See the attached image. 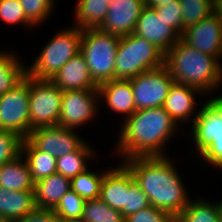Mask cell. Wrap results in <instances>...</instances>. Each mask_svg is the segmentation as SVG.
Listing matches in <instances>:
<instances>
[{"label": "cell", "mask_w": 222, "mask_h": 222, "mask_svg": "<svg viewBox=\"0 0 222 222\" xmlns=\"http://www.w3.org/2000/svg\"><path fill=\"white\" fill-rule=\"evenodd\" d=\"M122 163L148 196L150 206L176 217L188 205L190 198L186 186L168 157H133Z\"/></svg>", "instance_id": "6da1fadb"}, {"label": "cell", "mask_w": 222, "mask_h": 222, "mask_svg": "<svg viewBox=\"0 0 222 222\" xmlns=\"http://www.w3.org/2000/svg\"><path fill=\"white\" fill-rule=\"evenodd\" d=\"M178 124L163 107L136 110L124 119L117 142L122 161L133 157L165 156L162 150L178 130Z\"/></svg>", "instance_id": "7a4b0ae2"}, {"label": "cell", "mask_w": 222, "mask_h": 222, "mask_svg": "<svg viewBox=\"0 0 222 222\" xmlns=\"http://www.w3.org/2000/svg\"><path fill=\"white\" fill-rule=\"evenodd\" d=\"M164 66L176 83L207 92L222 84V64L181 39L164 54ZM221 83V84H220Z\"/></svg>", "instance_id": "3957f363"}, {"label": "cell", "mask_w": 222, "mask_h": 222, "mask_svg": "<svg viewBox=\"0 0 222 222\" xmlns=\"http://www.w3.org/2000/svg\"><path fill=\"white\" fill-rule=\"evenodd\" d=\"M164 65V53L152 42L132 33L120 37L115 59V79L130 80Z\"/></svg>", "instance_id": "277c9868"}, {"label": "cell", "mask_w": 222, "mask_h": 222, "mask_svg": "<svg viewBox=\"0 0 222 222\" xmlns=\"http://www.w3.org/2000/svg\"><path fill=\"white\" fill-rule=\"evenodd\" d=\"M120 37L99 28L82 30L80 53L97 86L115 79V59Z\"/></svg>", "instance_id": "5b68a950"}, {"label": "cell", "mask_w": 222, "mask_h": 222, "mask_svg": "<svg viewBox=\"0 0 222 222\" xmlns=\"http://www.w3.org/2000/svg\"><path fill=\"white\" fill-rule=\"evenodd\" d=\"M82 30L76 26L56 33L43 47L31 66L26 67L32 78L51 79L74 56L80 53Z\"/></svg>", "instance_id": "8992f818"}, {"label": "cell", "mask_w": 222, "mask_h": 222, "mask_svg": "<svg viewBox=\"0 0 222 222\" xmlns=\"http://www.w3.org/2000/svg\"><path fill=\"white\" fill-rule=\"evenodd\" d=\"M63 91L49 79L29 76V120L32 129L58 125Z\"/></svg>", "instance_id": "52a82bcc"}, {"label": "cell", "mask_w": 222, "mask_h": 222, "mask_svg": "<svg viewBox=\"0 0 222 222\" xmlns=\"http://www.w3.org/2000/svg\"><path fill=\"white\" fill-rule=\"evenodd\" d=\"M29 75L0 96V129L16 133L23 140L33 130L29 120Z\"/></svg>", "instance_id": "ba28073f"}, {"label": "cell", "mask_w": 222, "mask_h": 222, "mask_svg": "<svg viewBox=\"0 0 222 222\" xmlns=\"http://www.w3.org/2000/svg\"><path fill=\"white\" fill-rule=\"evenodd\" d=\"M174 82L164 65L130 79L136 110L162 107Z\"/></svg>", "instance_id": "9c48e42d"}, {"label": "cell", "mask_w": 222, "mask_h": 222, "mask_svg": "<svg viewBox=\"0 0 222 222\" xmlns=\"http://www.w3.org/2000/svg\"><path fill=\"white\" fill-rule=\"evenodd\" d=\"M98 98V89L63 91L58 125L69 129H77V126L80 127L89 122L99 110Z\"/></svg>", "instance_id": "30bf717a"}, {"label": "cell", "mask_w": 222, "mask_h": 222, "mask_svg": "<svg viewBox=\"0 0 222 222\" xmlns=\"http://www.w3.org/2000/svg\"><path fill=\"white\" fill-rule=\"evenodd\" d=\"M75 129L44 126L33 129L27 139L38 149L56 158L76 151L83 143Z\"/></svg>", "instance_id": "8fae6325"}, {"label": "cell", "mask_w": 222, "mask_h": 222, "mask_svg": "<svg viewBox=\"0 0 222 222\" xmlns=\"http://www.w3.org/2000/svg\"><path fill=\"white\" fill-rule=\"evenodd\" d=\"M133 33L152 42L164 54L181 39V34L159 16L156 8L149 6L144 7Z\"/></svg>", "instance_id": "7c38bea8"}, {"label": "cell", "mask_w": 222, "mask_h": 222, "mask_svg": "<svg viewBox=\"0 0 222 222\" xmlns=\"http://www.w3.org/2000/svg\"><path fill=\"white\" fill-rule=\"evenodd\" d=\"M181 40L200 52L222 58V21L212 13L197 24L184 30Z\"/></svg>", "instance_id": "4fadbf2b"}, {"label": "cell", "mask_w": 222, "mask_h": 222, "mask_svg": "<svg viewBox=\"0 0 222 222\" xmlns=\"http://www.w3.org/2000/svg\"><path fill=\"white\" fill-rule=\"evenodd\" d=\"M145 6V0H111L99 29L118 37L132 34Z\"/></svg>", "instance_id": "5bb4252c"}, {"label": "cell", "mask_w": 222, "mask_h": 222, "mask_svg": "<svg viewBox=\"0 0 222 222\" xmlns=\"http://www.w3.org/2000/svg\"><path fill=\"white\" fill-rule=\"evenodd\" d=\"M192 117V132L194 148L199 155L222 134V117L220 112L207 100Z\"/></svg>", "instance_id": "9a60e30c"}, {"label": "cell", "mask_w": 222, "mask_h": 222, "mask_svg": "<svg viewBox=\"0 0 222 222\" xmlns=\"http://www.w3.org/2000/svg\"><path fill=\"white\" fill-rule=\"evenodd\" d=\"M129 189V169L122 163L108 169L100 190V199L109 207L120 211L126 218V192Z\"/></svg>", "instance_id": "2e32d148"}, {"label": "cell", "mask_w": 222, "mask_h": 222, "mask_svg": "<svg viewBox=\"0 0 222 222\" xmlns=\"http://www.w3.org/2000/svg\"><path fill=\"white\" fill-rule=\"evenodd\" d=\"M50 80L62 91L98 89L81 53L72 57Z\"/></svg>", "instance_id": "e0dca14e"}, {"label": "cell", "mask_w": 222, "mask_h": 222, "mask_svg": "<svg viewBox=\"0 0 222 222\" xmlns=\"http://www.w3.org/2000/svg\"><path fill=\"white\" fill-rule=\"evenodd\" d=\"M99 99L106 101L107 107L115 113L130 117L135 111V100L130 80L112 79L98 86Z\"/></svg>", "instance_id": "ac0fdd59"}, {"label": "cell", "mask_w": 222, "mask_h": 222, "mask_svg": "<svg viewBox=\"0 0 222 222\" xmlns=\"http://www.w3.org/2000/svg\"><path fill=\"white\" fill-rule=\"evenodd\" d=\"M196 93L203 92L197 88L174 82L164 100L163 108L179 124L188 122L196 109ZM190 116V117H189Z\"/></svg>", "instance_id": "d6986e66"}, {"label": "cell", "mask_w": 222, "mask_h": 222, "mask_svg": "<svg viewBox=\"0 0 222 222\" xmlns=\"http://www.w3.org/2000/svg\"><path fill=\"white\" fill-rule=\"evenodd\" d=\"M35 208L34 190L10 191L0 186V220L15 222Z\"/></svg>", "instance_id": "ffe728a7"}, {"label": "cell", "mask_w": 222, "mask_h": 222, "mask_svg": "<svg viewBox=\"0 0 222 222\" xmlns=\"http://www.w3.org/2000/svg\"><path fill=\"white\" fill-rule=\"evenodd\" d=\"M69 190H71V179L58 173L35 182L36 208L53 210Z\"/></svg>", "instance_id": "44dd1931"}, {"label": "cell", "mask_w": 222, "mask_h": 222, "mask_svg": "<svg viewBox=\"0 0 222 222\" xmlns=\"http://www.w3.org/2000/svg\"><path fill=\"white\" fill-rule=\"evenodd\" d=\"M20 154L14 160L0 166V186L10 191L34 190L27 162Z\"/></svg>", "instance_id": "7402d4cb"}, {"label": "cell", "mask_w": 222, "mask_h": 222, "mask_svg": "<svg viewBox=\"0 0 222 222\" xmlns=\"http://www.w3.org/2000/svg\"><path fill=\"white\" fill-rule=\"evenodd\" d=\"M21 155L28 164L34 183L57 173V158L38 150L28 139L22 141Z\"/></svg>", "instance_id": "603a6c76"}, {"label": "cell", "mask_w": 222, "mask_h": 222, "mask_svg": "<svg viewBox=\"0 0 222 222\" xmlns=\"http://www.w3.org/2000/svg\"><path fill=\"white\" fill-rule=\"evenodd\" d=\"M111 0H78L75 5V23L81 30L99 28L109 10Z\"/></svg>", "instance_id": "cb8c5ba5"}, {"label": "cell", "mask_w": 222, "mask_h": 222, "mask_svg": "<svg viewBox=\"0 0 222 222\" xmlns=\"http://www.w3.org/2000/svg\"><path fill=\"white\" fill-rule=\"evenodd\" d=\"M175 222H222L219 203L202 199L189 201L188 205L175 217Z\"/></svg>", "instance_id": "d4e9b609"}, {"label": "cell", "mask_w": 222, "mask_h": 222, "mask_svg": "<svg viewBox=\"0 0 222 222\" xmlns=\"http://www.w3.org/2000/svg\"><path fill=\"white\" fill-rule=\"evenodd\" d=\"M12 52L0 51V96L17 85L26 75V65Z\"/></svg>", "instance_id": "484cf974"}, {"label": "cell", "mask_w": 222, "mask_h": 222, "mask_svg": "<svg viewBox=\"0 0 222 222\" xmlns=\"http://www.w3.org/2000/svg\"><path fill=\"white\" fill-rule=\"evenodd\" d=\"M93 155V148L85 141L76 151L57 158V173L72 179L87 169L86 160Z\"/></svg>", "instance_id": "4316f807"}, {"label": "cell", "mask_w": 222, "mask_h": 222, "mask_svg": "<svg viewBox=\"0 0 222 222\" xmlns=\"http://www.w3.org/2000/svg\"><path fill=\"white\" fill-rule=\"evenodd\" d=\"M106 172H91L86 169L71 179V189L84 200L100 198L101 183Z\"/></svg>", "instance_id": "83f0119b"}, {"label": "cell", "mask_w": 222, "mask_h": 222, "mask_svg": "<svg viewBox=\"0 0 222 222\" xmlns=\"http://www.w3.org/2000/svg\"><path fill=\"white\" fill-rule=\"evenodd\" d=\"M81 222H125V217L97 198L86 200Z\"/></svg>", "instance_id": "f1b7e54d"}, {"label": "cell", "mask_w": 222, "mask_h": 222, "mask_svg": "<svg viewBox=\"0 0 222 222\" xmlns=\"http://www.w3.org/2000/svg\"><path fill=\"white\" fill-rule=\"evenodd\" d=\"M179 2L182 8L184 30L214 13L212 0H179Z\"/></svg>", "instance_id": "f546056e"}, {"label": "cell", "mask_w": 222, "mask_h": 222, "mask_svg": "<svg viewBox=\"0 0 222 222\" xmlns=\"http://www.w3.org/2000/svg\"><path fill=\"white\" fill-rule=\"evenodd\" d=\"M85 203L86 200L71 189L64 194L53 211L58 218L81 221Z\"/></svg>", "instance_id": "4dcf8cb0"}, {"label": "cell", "mask_w": 222, "mask_h": 222, "mask_svg": "<svg viewBox=\"0 0 222 222\" xmlns=\"http://www.w3.org/2000/svg\"><path fill=\"white\" fill-rule=\"evenodd\" d=\"M26 18L36 27L52 14L54 0H19Z\"/></svg>", "instance_id": "1f68e13d"}, {"label": "cell", "mask_w": 222, "mask_h": 222, "mask_svg": "<svg viewBox=\"0 0 222 222\" xmlns=\"http://www.w3.org/2000/svg\"><path fill=\"white\" fill-rule=\"evenodd\" d=\"M208 101L220 112L222 117V96H215ZM199 156L210 165L222 169V134L213 139V142Z\"/></svg>", "instance_id": "d6a6232c"}, {"label": "cell", "mask_w": 222, "mask_h": 222, "mask_svg": "<svg viewBox=\"0 0 222 222\" xmlns=\"http://www.w3.org/2000/svg\"><path fill=\"white\" fill-rule=\"evenodd\" d=\"M150 206L148 196L135 181L129 170V189L126 192V217Z\"/></svg>", "instance_id": "836d02e7"}, {"label": "cell", "mask_w": 222, "mask_h": 222, "mask_svg": "<svg viewBox=\"0 0 222 222\" xmlns=\"http://www.w3.org/2000/svg\"><path fill=\"white\" fill-rule=\"evenodd\" d=\"M22 141L16 133L0 129V166L21 154Z\"/></svg>", "instance_id": "e575fe53"}, {"label": "cell", "mask_w": 222, "mask_h": 222, "mask_svg": "<svg viewBox=\"0 0 222 222\" xmlns=\"http://www.w3.org/2000/svg\"><path fill=\"white\" fill-rule=\"evenodd\" d=\"M0 18L6 24H23L28 27L34 25L26 18L25 12L19 0H1Z\"/></svg>", "instance_id": "d590c367"}, {"label": "cell", "mask_w": 222, "mask_h": 222, "mask_svg": "<svg viewBox=\"0 0 222 222\" xmlns=\"http://www.w3.org/2000/svg\"><path fill=\"white\" fill-rule=\"evenodd\" d=\"M125 222H175V217L164 210L149 206L127 216Z\"/></svg>", "instance_id": "8d00e7d4"}, {"label": "cell", "mask_w": 222, "mask_h": 222, "mask_svg": "<svg viewBox=\"0 0 222 222\" xmlns=\"http://www.w3.org/2000/svg\"><path fill=\"white\" fill-rule=\"evenodd\" d=\"M159 16H162L168 25L174 27L180 34L184 31L182 8L179 0H173L162 7H156Z\"/></svg>", "instance_id": "74e56055"}, {"label": "cell", "mask_w": 222, "mask_h": 222, "mask_svg": "<svg viewBox=\"0 0 222 222\" xmlns=\"http://www.w3.org/2000/svg\"><path fill=\"white\" fill-rule=\"evenodd\" d=\"M59 218L52 209L35 208L15 222H58Z\"/></svg>", "instance_id": "f35d334b"}, {"label": "cell", "mask_w": 222, "mask_h": 222, "mask_svg": "<svg viewBox=\"0 0 222 222\" xmlns=\"http://www.w3.org/2000/svg\"><path fill=\"white\" fill-rule=\"evenodd\" d=\"M173 0H145L146 6L156 8V7H162L166 4L170 3Z\"/></svg>", "instance_id": "ab89813d"}, {"label": "cell", "mask_w": 222, "mask_h": 222, "mask_svg": "<svg viewBox=\"0 0 222 222\" xmlns=\"http://www.w3.org/2000/svg\"><path fill=\"white\" fill-rule=\"evenodd\" d=\"M213 2V10L214 13L221 19L222 21V0H212Z\"/></svg>", "instance_id": "60d3db41"}, {"label": "cell", "mask_w": 222, "mask_h": 222, "mask_svg": "<svg viewBox=\"0 0 222 222\" xmlns=\"http://www.w3.org/2000/svg\"><path fill=\"white\" fill-rule=\"evenodd\" d=\"M58 222H81V221H79V220H65V219L59 218Z\"/></svg>", "instance_id": "b9f144b4"}, {"label": "cell", "mask_w": 222, "mask_h": 222, "mask_svg": "<svg viewBox=\"0 0 222 222\" xmlns=\"http://www.w3.org/2000/svg\"><path fill=\"white\" fill-rule=\"evenodd\" d=\"M219 203V207H220V217H221V220H222V201L220 200Z\"/></svg>", "instance_id": "7bdbcfd3"}]
</instances>
